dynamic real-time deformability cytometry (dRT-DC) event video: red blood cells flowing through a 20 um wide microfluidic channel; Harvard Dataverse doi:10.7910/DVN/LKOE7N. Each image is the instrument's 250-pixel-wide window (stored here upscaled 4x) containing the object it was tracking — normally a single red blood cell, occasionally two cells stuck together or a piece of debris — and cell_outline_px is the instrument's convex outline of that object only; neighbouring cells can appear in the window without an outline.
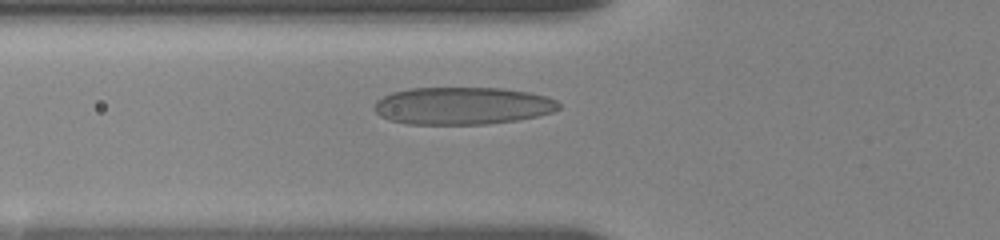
{"species": "human", "species_latin": "Homo sapiens", "temperature_condition": "room temperature", "stored_images_in_passage": 39, "camera_frame_rate_fps": 3000, "um_per_image_px": 0.085, "donor": {"sex": "female"}, "frame": {"image": 1, "passage_image": 10, "time_ms": 4.0, "image_size_px": [1000, 240], "cell_outline_px": [[560, 108], [552, 112], [536, 116], [516, 120], [488, 124], [408, 124], [388, 120], [380, 116], [372, 108], [376, 100], [392, 92], [412, 88], [504, 88], [528, 92], [544, 96], [556, 100], [560, 104]], "centroid_in_image_um": [39.27, 8.99], "position_along_channel_um": 86.5, "area_um2": 40.34}}
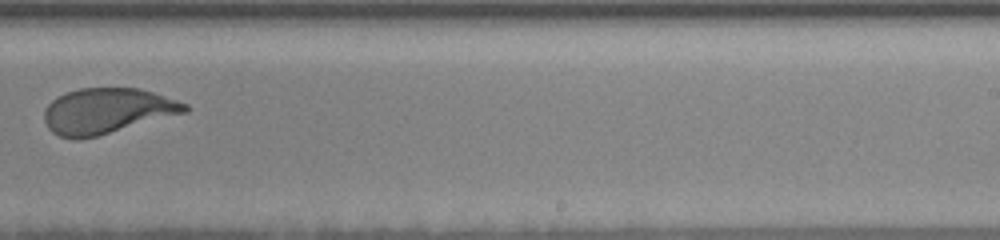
{"frame": {"image": 2, "passage_image": 19, "time_ms": 9.333, "image_size_px": [1000, 240], "cell_outline_px": [[188, 112], [96, 136], [60, 136], [52, 132], [48, 128], [44, 120], [44, 108], [52, 100], [68, 92], [80, 88], [140, 88], [188, 104]], "centroid_in_image_um": [9.12, 9.4], "position_along_channel_um": 279.9, "area_um2": 36.53}}
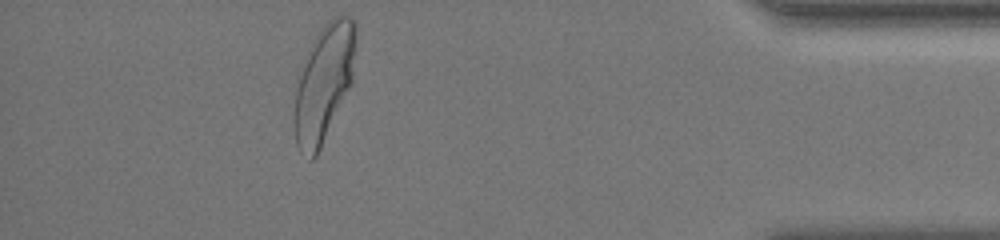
{"frame": {"image": 3, "passage_image": 33, "time_ms": 14.0, "image_size_px": [1000, 240], "cell_outline_px": [[356, 40], [352, 80], [320, 148], [316, 156], [312, 160], [308, 160], [300, 152], [296, 144], [292, 120], [292, 116], [296, 92], [300, 76], [308, 48], [312, 40], [320, 28], [328, 20], [336, 16], [348, 16], [356, 20]], "centroid_in_image_um": [27.5, 7.05], "position_along_channel_um": 407.7, "area_um2": 41.67}, "authors_computed_cell_mechanics": {"area_um2": 39.1884, "velocity_mm_per_s": 3.6308, "shape_relaxation_time_tau1_ms": 3.3906, "shape_relaxation_time_tau2_ms": null, "deformation_change_tau1": 0.1583, "deformation_change_tau2": null}}